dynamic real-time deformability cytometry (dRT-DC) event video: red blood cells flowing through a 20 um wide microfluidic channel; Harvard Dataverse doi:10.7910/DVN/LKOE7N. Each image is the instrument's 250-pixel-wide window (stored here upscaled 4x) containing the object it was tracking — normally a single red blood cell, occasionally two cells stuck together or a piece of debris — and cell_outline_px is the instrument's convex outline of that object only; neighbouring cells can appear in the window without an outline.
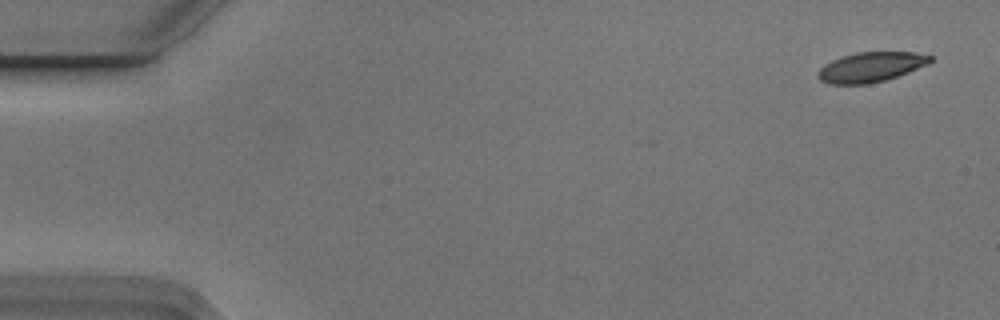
{"species": "Egyptian fruit bat (a non-hibernating species)", "species_latin": "Rousettus aegyptiacus", "temperature_condition": "cold", "stored_images_in_passage": 6, "segment_of_instrument_passage": [2, 2], "camera_frame_rate_fps": 3000, "um_per_image_px": 0.085, "animal": {"sex": "male"}, "frame": {"image": 1, "passage_image": 6, "time_ms": 1.667, "image_size_px": [1000, 320], "cell_outline_px": [[932, 60], [928, 64], [908, 72], [884, 80], [868, 84], [828, 84], [820, 80], [816, 76], [816, 72], [824, 64], [832, 60], [856, 52], [916, 52], [932, 56]], "centroid_in_image_um": [73.99, 5.7], "position_along_channel_um": 11.0, "area_um2": 19.54}}